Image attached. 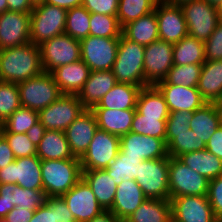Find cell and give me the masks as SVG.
I'll return each instance as SVG.
<instances>
[{"label":"cell","instance_id":"cell-16","mask_svg":"<svg viewBox=\"0 0 222 222\" xmlns=\"http://www.w3.org/2000/svg\"><path fill=\"white\" fill-rule=\"evenodd\" d=\"M76 222H87L104 211L87 182L82 178L61 196Z\"/></svg>","mask_w":222,"mask_h":222},{"label":"cell","instance_id":"cell-51","mask_svg":"<svg viewBox=\"0 0 222 222\" xmlns=\"http://www.w3.org/2000/svg\"><path fill=\"white\" fill-rule=\"evenodd\" d=\"M47 201L54 207L55 222H76L62 197H48Z\"/></svg>","mask_w":222,"mask_h":222},{"label":"cell","instance_id":"cell-35","mask_svg":"<svg viewBox=\"0 0 222 222\" xmlns=\"http://www.w3.org/2000/svg\"><path fill=\"white\" fill-rule=\"evenodd\" d=\"M204 42L189 35L173 44V65L204 64Z\"/></svg>","mask_w":222,"mask_h":222},{"label":"cell","instance_id":"cell-48","mask_svg":"<svg viewBox=\"0 0 222 222\" xmlns=\"http://www.w3.org/2000/svg\"><path fill=\"white\" fill-rule=\"evenodd\" d=\"M206 61L222 60V21L204 42Z\"/></svg>","mask_w":222,"mask_h":222},{"label":"cell","instance_id":"cell-64","mask_svg":"<svg viewBox=\"0 0 222 222\" xmlns=\"http://www.w3.org/2000/svg\"><path fill=\"white\" fill-rule=\"evenodd\" d=\"M215 7L220 21H222V1H220Z\"/></svg>","mask_w":222,"mask_h":222},{"label":"cell","instance_id":"cell-33","mask_svg":"<svg viewBox=\"0 0 222 222\" xmlns=\"http://www.w3.org/2000/svg\"><path fill=\"white\" fill-rule=\"evenodd\" d=\"M190 122V129L206 144L210 137L219 128L220 120L214 103H206L193 112Z\"/></svg>","mask_w":222,"mask_h":222},{"label":"cell","instance_id":"cell-49","mask_svg":"<svg viewBox=\"0 0 222 222\" xmlns=\"http://www.w3.org/2000/svg\"><path fill=\"white\" fill-rule=\"evenodd\" d=\"M208 201L217 220H222V175L209 180Z\"/></svg>","mask_w":222,"mask_h":222},{"label":"cell","instance_id":"cell-63","mask_svg":"<svg viewBox=\"0 0 222 222\" xmlns=\"http://www.w3.org/2000/svg\"><path fill=\"white\" fill-rule=\"evenodd\" d=\"M8 11L7 0H0V14Z\"/></svg>","mask_w":222,"mask_h":222},{"label":"cell","instance_id":"cell-9","mask_svg":"<svg viewBox=\"0 0 222 222\" xmlns=\"http://www.w3.org/2000/svg\"><path fill=\"white\" fill-rule=\"evenodd\" d=\"M188 35L206 42L220 22L216 7L206 0H193L180 5Z\"/></svg>","mask_w":222,"mask_h":222},{"label":"cell","instance_id":"cell-66","mask_svg":"<svg viewBox=\"0 0 222 222\" xmlns=\"http://www.w3.org/2000/svg\"><path fill=\"white\" fill-rule=\"evenodd\" d=\"M209 4L216 6L222 0H206Z\"/></svg>","mask_w":222,"mask_h":222},{"label":"cell","instance_id":"cell-20","mask_svg":"<svg viewBox=\"0 0 222 222\" xmlns=\"http://www.w3.org/2000/svg\"><path fill=\"white\" fill-rule=\"evenodd\" d=\"M98 129L95 114L85 109L64 131L74 157L81 158L90 145Z\"/></svg>","mask_w":222,"mask_h":222},{"label":"cell","instance_id":"cell-56","mask_svg":"<svg viewBox=\"0 0 222 222\" xmlns=\"http://www.w3.org/2000/svg\"><path fill=\"white\" fill-rule=\"evenodd\" d=\"M15 160L13 152L6 141V139L1 136L0 138V169L5 168L11 162Z\"/></svg>","mask_w":222,"mask_h":222},{"label":"cell","instance_id":"cell-10","mask_svg":"<svg viewBox=\"0 0 222 222\" xmlns=\"http://www.w3.org/2000/svg\"><path fill=\"white\" fill-rule=\"evenodd\" d=\"M85 109L77 95L63 94L40 110L38 118L46 130L65 131Z\"/></svg>","mask_w":222,"mask_h":222},{"label":"cell","instance_id":"cell-24","mask_svg":"<svg viewBox=\"0 0 222 222\" xmlns=\"http://www.w3.org/2000/svg\"><path fill=\"white\" fill-rule=\"evenodd\" d=\"M117 84L112 70L90 71L88 80L77 94L86 109H92Z\"/></svg>","mask_w":222,"mask_h":222},{"label":"cell","instance_id":"cell-40","mask_svg":"<svg viewBox=\"0 0 222 222\" xmlns=\"http://www.w3.org/2000/svg\"><path fill=\"white\" fill-rule=\"evenodd\" d=\"M122 28L119 25L117 16L91 13L90 35L96 37L120 38Z\"/></svg>","mask_w":222,"mask_h":222},{"label":"cell","instance_id":"cell-39","mask_svg":"<svg viewBox=\"0 0 222 222\" xmlns=\"http://www.w3.org/2000/svg\"><path fill=\"white\" fill-rule=\"evenodd\" d=\"M203 64L173 65L164 81L167 84L197 87Z\"/></svg>","mask_w":222,"mask_h":222},{"label":"cell","instance_id":"cell-15","mask_svg":"<svg viewBox=\"0 0 222 222\" xmlns=\"http://www.w3.org/2000/svg\"><path fill=\"white\" fill-rule=\"evenodd\" d=\"M159 39L175 44L188 35V28L182 9L160 0L155 7Z\"/></svg>","mask_w":222,"mask_h":222},{"label":"cell","instance_id":"cell-1","mask_svg":"<svg viewBox=\"0 0 222 222\" xmlns=\"http://www.w3.org/2000/svg\"><path fill=\"white\" fill-rule=\"evenodd\" d=\"M43 72L39 46L29 42L0 50V81L20 83Z\"/></svg>","mask_w":222,"mask_h":222},{"label":"cell","instance_id":"cell-55","mask_svg":"<svg viewBox=\"0 0 222 222\" xmlns=\"http://www.w3.org/2000/svg\"><path fill=\"white\" fill-rule=\"evenodd\" d=\"M35 210H27L14 207L13 210L6 215L9 222H30Z\"/></svg>","mask_w":222,"mask_h":222},{"label":"cell","instance_id":"cell-60","mask_svg":"<svg viewBox=\"0 0 222 222\" xmlns=\"http://www.w3.org/2000/svg\"><path fill=\"white\" fill-rule=\"evenodd\" d=\"M87 222H121L110 210H104Z\"/></svg>","mask_w":222,"mask_h":222},{"label":"cell","instance_id":"cell-65","mask_svg":"<svg viewBox=\"0 0 222 222\" xmlns=\"http://www.w3.org/2000/svg\"><path fill=\"white\" fill-rule=\"evenodd\" d=\"M29 1L33 6H37V5L45 3V0H29Z\"/></svg>","mask_w":222,"mask_h":222},{"label":"cell","instance_id":"cell-12","mask_svg":"<svg viewBox=\"0 0 222 222\" xmlns=\"http://www.w3.org/2000/svg\"><path fill=\"white\" fill-rule=\"evenodd\" d=\"M120 151V137L97 129L85 154L80 158L82 170L105 169Z\"/></svg>","mask_w":222,"mask_h":222},{"label":"cell","instance_id":"cell-59","mask_svg":"<svg viewBox=\"0 0 222 222\" xmlns=\"http://www.w3.org/2000/svg\"><path fill=\"white\" fill-rule=\"evenodd\" d=\"M83 0H45V3L64 8L66 10L82 6Z\"/></svg>","mask_w":222,"mask_h":222},{"label":"cell","instance_id":"cell-44","mask_svg":"<svg viewBox=\"0 0 222 222\" xmlns=\"http://www.w3.org/2000/svg\"><path fill=\"white\" fill-rule=\"evenodd\" d=\"M206 144L190 129L185 133L176 134V137L167 145L169 157H178L182 154L204 150Z\"/></svg>","mask_w":222,"mask_h":222},{"label":"cell","instance_id":"cell-28","mask_svg":"<svg viewBox=\"0 0 222 222\" xmlns=\"http://www.w3.org/2000/svg\"><path fill=\"white\" fill-rule=\"evenodd\" d=\"M142 86L129 83H117L93 108L110 110L136 109L137 97Z\"/></svg>","mask_w":222,"mask_h":222},{"label":"cell","instance_id":"cell-13","mask_svg":"<svg viewBox=\"0 0 222 222\" xmlns=\"http://www.w3.org/2000/svg\"><path fill=\"white\" fill-rule=\"evenodd\" d=\"M0 184H16L24 189L43 190L41 159L37 155L15 159L0 169Z\"/></svg>","mask_w":222,"mask_h":222},{"label":"cell","instance_id":"cell-46","mask_svg":"<svg viewBox=\"0 0 222 222\" xmlns=\"http://www.w3.org/2000/svg\"><path fill=\"white\" fill-rule=\"evenodd\" d=\"M2 136L8 142L15 159L37 155V147L29 140L26 133H9L3 128Z\"/></svg>","mask_w":222,"mask_h":222},{"label":"cell","instance_id":"cell-27","mask_svg":"<svg viewBox=\"0 0 222 222\" xmlns=\"http://www.w3.org/2000/svg\"><path fill=\"white\" fill-rule=\"evenodd\" d=\"M197 88L207 103L222 97V60L205 61Z\"/></svg>","mask_w":222,"mask_h":222},{"label":"cell","instance_id":"cell-52","mask_svg":"<svg viewBox=\"0 0 222 222\" xmlns=\"http://www.w3.org/2000/svg\"><path fill=\"white\" fill-rule=\"evenodd\" d=\"M16 184H0V218L6 217L13 208V190Z\"/></svg>","mask_w":222,"mask_h":222},{"label":"cell","instance_id":"cell-67","mask_svg":"<svg viewBox=\"0 0 222 222\" xmlns=\"http://www.w3.org/2000/svg\"><path fill=\"white\" fill-rule=\"evenodd\" d=\"M2 132H3V125L0 123V138L2 136Z\"/></svg>","mask_w":222,"mask_h":222},{"label":"cell","instance_id":"cell-61","mask_svg":"<svg viewBox=\"0 0 222 222\" xmlns=\"http://www.w3.org/2000/svg\"><path fill=\"white\" fill-rule=\"evenodd\" d=\"M214 105L219 115L220 125L222 126V97L219 100L215 101Z\"/></svg>","mask_w":222,"mask_h":222},{"label":"cell","instance_id":"cell-21","mask_svg":"<svg viewBox=\"0 0 222 222\" xmlns=\"http://www.w3.org/2000/svg\"><path fill=\"white\" fill-rule=\"evenodd\" d=\"M165 98L169 111L194 112L207 102L197 87L167 84L164 80L155 85Z\"/></svg>","mask_w":222,"mask_h":222},{"label":"cell","instance_id":"cell-26","mask_svg":"<svg viewBox=\"0 0 222 222\" xmlns=\"http://www.w3.org/2000/svg\"><path fill=\"white\" fill-rule=\"evenodd\" d=\"M99 129L122 136L131 131V125L136 109L110 110L107 108H92Z\"/></svg>","mask_w":222,"mask_h":222},{"label":"cell","instance_id":"cell-58","mask_svg":"<svg viewBox=\"0 0 222 222\" xmlns=\"http://www.w3.org/2000/svg\"><path fill=\"white\" fill-rule=\"evenodd\" d=\"M45 127L38 121L27 132L29 140L37 147L45 134Z\"/></svg>","mask_w":222,"mask_h":222},{"label":"cell","instance_id":"cell-54","mask_svg":"<svg viewBox=\"0 0 222 222\" xmlns=\"http://www.w3.org/2000/svg\"><path fill=\"white\" fill-rule=\"evenodd\" d=\"M205 149L222 160V126L217 128L216 132L210 137Z\"/></svg>","mask_w":222,"mask_h":222},{"label":"cell","instance_id":"cell-31","mask_svg":"<svg viewBox=\"0 0 222 222\" xmlns=\"http://www.w3.org/2000/svg\"><path fill=\"white\" fill-rule=\"evenodd\" d=\"M122 34L127 39L143 46L158 40V22L155 11L125 25L122 28Z\"/></svg>","mask_w":222,"mask_h":222},{"label":"cell","instance_id":"cell-36","mask_svg":"<svg viewBox=\"0 0 222 222\" xmlns=\"http://www.w3.org/2000/svg\"><path fill=\"white\" fill-rule=\"evenodd\" d=\"M160 0H119L117 19L121 28L155 10Z\"/></svg>","mask_w":222,"mask_h":222},{"label":"cell","instance_id":"cell-43","mask_svg":"<svg viewBox=\"0 0 222 222\" xmlns=\"http://www.w3.org/2000/svg\"><path fill=\"white\" fill-rule=\"evenodd\" d=\"M20 107L18 85L0 81V123L3 124Z\"/></svg>","mask_w":222,"mask_h":222},{"label":"cell","instance_id":"cell-29","mask_svg":"<svg viewBox=\"0 0 222 222\" xmlns=\"http://www.w3.org/2000/svg\"><path fill=\"white\" fill-rule=\"evenodd\" d=\"M37 156L41 160L79 159L70 150L64 131L46 130L37 146Z\"/></svg>","mask_w":222,"mask_h":222},{"label":"cell","instance_id":"cell-38","mask_svg":"<svg viewBox=\"0 0 222 222\" xmlns=\"http://www.w3.org/2000/svg\"><path fill=\"white\" fill-rule=\"evenodd\" d=\"M141 157L125 156L120 151L112 163L105 170L111 178L116 180V185H120L124 179H136Z\"/></svg>","mask_w":222,"mask_h":222},{"label":"cell","instance_id":"cell-37","mask_svg":"<svg viewBox=\"0 0 222 222\" xmlns=\"http://www.w3.org/2000/svg\"><path fill=\"white\" fill-rule=\"evenodd\" d=\"M90 15L83 6L67 10L65 34L74 39L81 40L90 35Z\"/></svg>","mask_w":222,"mask_h":222},{"label":"cell","instance_id":"cell-18","mask_svg":"<svg viewBox=\"0 0 222 222\" xmlns=\"http://www.w3.org/2000/svg\"><path fill=\"white\" fill-rule=\"evenodd\" d=\"M171 215L177 222H216L207 196L170 198Z\"/></svg>","mask_w":222,"mask_h":222},{"label":"cell","instance_id":"cell-6","mask_svg":"<svg viewBox=\"0 0 222 222\" xmlns=\"http://www.w3.org/2000/svg\"><path fill=\"white\" fill-rule=\"evenodd\" d=\"M22 107L39 112L55 102L62 94L51 73L42 72L17 84Z\"/></svg>","mask_w":222,"mask_h":222},{"label":"cell","instance_id":"cell-41","mask_svg":"<svg viewBox=\"0 0 222 222\" xmlns=\"http://www.w3.org/2000/svg\"><path fill=\"white\" fill-rule=\"evenodd\" d=\"M38 121L37 111L21 106L2 125L9 133L23 134Z\"/></svg>","mask_w":222,"mask_h":222},{"label":"cell","instance_id":"cell-8","mask_svg":"<svg viewBox=\"0 0 222 222\" xmlns=\"http://www.w3.org/2000/svg\"><path fill=\"white\" fill-rule=\"evenodd\" d=\"M41 64L44 72H51L59 66L81 59L80 40L68 34L55 36L39 45Z\"/></svg>","mask_w":222,"mask_h":222},{"label":"cell","instance_id":"cell-34","mask_svg":"<svg viewBox=\"0 0 222 222\" xmlns=\"http://www.w3.org/2000/svg\"><path fill=\"white\" fill-rule=\"evenodd\" d=\"M171 218L170 200L147 198L124 222H169Z\"/></svg>","mask_w":222,"mask_h":222},{"label":"cell","instance_id":"cell-68","mask_svg":"<svg viewBox=\"0 0 222 222\" xmlns=\"http://www.w3.org/2000/svg\"><path fill=\"white\" fill-rule=\"evenodd\" d=\"M0 222H9V221L4 217V218H0Z\"/></svg>","mask_w":222,"mask_h":222},{"label":"cell","instance_id":"cell-32","mask_svg":"<svg viewBox=\"0 0 222 222\" xmlns=\"http://www.w3.org/2000/svg\"><path fill=\"white\" fill-rule=\"evenodd\" d=\"M193 171H197L208 180L222 175V160L207 149L182 154L177 157Z\"/></svg>","mask_w":222,"mask_h":222},{"label":"cell","instance_id":"cell-4","mask_svg":"<svg viewBox=\"0 0 222 222\" xmlns=\"http://www.w3.org/2000/svg\"><path fill=\"white\" fill-rule=\"evenodd\" d=\"M67 10L43 3L34 6L30 13V42L39 46L45 41L63 34Z\"/></svg>","mask_w":222,"mask_h":222},{"label":"cell","instance_id":"cell-30","mask_svg":"<svg viewBox=\"0 0 222 222\" xmlns=\"http://www.w3.org/2000/svg\"><path fill=\"white\" fill-rule=\"evenodd\" d=\"M136 111L144 117H159V120H167L170 113L164 96L155 85L141 88Z\"/></svg>","mask_w":222,"mask_h":222},{"label":"cell","instance_id":"cell-11","mask_svg":"<svg viewBox=\"0 0 222 222\" xmlns=\"http://www.w3.org/2000/svg\"><path fill=\"white\" fill-rule=\"evenodd\" d=\"M120 38L89 35L80 40L81 60L90 71L112 70Z\"/></svg>","mask_w":222,"mask_h":222},{"label":"cell","instance_id":"cell-7","mask_svg":"<svg viewBox=\"0 0 222 222\" xmlns=\"http://www.w3.org/2000/svg\"><path fill=\"white\" fill-rule=\"evenodd\" d=\"M170 198L180 196H207L209 180L193 171L177 157H169Z\"/></svg>","mask_w":222,"mask_h":222},{"label":"cell","instance_id":"cell-5","mask_svg":"<svg viewBox=\"0 0 222 222\" xmlns=\"http://www.w3.org/2000/svg\"><path fill=\"white\" fill-rule=\"evenodd\" d=\"M169 157L143 160L135 181L148 199L170 200Z\"/></svg>","mask_w":222,"mask_h":222},{"label":"cell","instance_id":"cell-22","mask_svg":"<svg viewBox=\"0 0 222 222\" xmlns=\"http://www.w3.org/2000/svg\"><path fill=\"white\" fill-rule=\"evenodd\" d=\"M135 179H124L117 190L110 211L121 221L128 219L146 200Z\"/></svg>","mask_w":222,"mask_h":222},{"label":"cell","instance_id":"cell-69","mask_svg":"<svg viewBox=\"0 0 222 222\" xmlns=\"http://www.w3.org/2000/svg\"><path fill=\"white\" fill-rule=\"evenodd\" d=\"M169 222H177V221L174 220L173 218H171V219L169 220Z\"/></svg>","mask_w":222,"mask_h":222},{"label":"cell","instance_id":"cell-47","mask_svg":"<svg viewBox=\"0 0 222 222\" xmlns=\"http://www.w3.org/2000/svg\"><path fill=\"white\" fill-rule=\"evenodd\" d=\"M193 112L173 111L166 120V144L168 145L176 134H182L190 130V120Z\"/></svg>","mask_w":222,"mask_h":222},{"label":"cell","instance_id":"cell-57","mask_svg":"<svg viewBox=\"0 0 222 222\" xmlns=\"http://www.w3.org/2000/svg\"><path fill=\"white\" fill-rule=\"evenodd\" d=\"M8 11L31 13L34 6L29 0H7Z\"/></svg>","mask_w":222,"mask_h":222},{"label":"cell","instance_id":"cell-42","mask_svg":"<svg viewBox=\"0 0 222 222\" xmlns=\"http://www.w3.org/2000/svg\"><path fill=\"white\" fill-rule=\"evenodd\" d=\"M131 132L166 139V120H159V117H144L135 110Z\"/></svg>","mask_w":222,"mask_h":222},{"label":"cell","instance_id":"cell-3","mask_svg":"<svg viewBox=\"0 0 222 222\" xmlns=\"http://www.w3.org/2000/svg\"><path fill=\"white\" fill-rule=\"evenodd\" d=\"M145 46L120 36L116 60L112 71L117 83H129L135 86H149L144 73Z\"/></svg>","mask_w":222,"mask_h":222},{"label":"cell","instance_id":"cell-53","mask_svg":"<svg viewBox=\"0 0 222 222\" xmlns=\"http://www.w3.org/2000/svg\"><path fill=\"white\" fill-rule=\"evenodd\" d=\"M54 207L46 201L43 206L37 208L30 222H55Z\"/></svg>","mask_w":222,"mask_h":222},{"label":"cell","instance_id":"cell-19","mask_svg":"<svg viewBox=\"0 0 222 222\" xmlns=\"http://www.w3.org/2000/svg\"><path fill=\"white\" fill-rule=\"evenodd\" d=\"M120 152L125 156L141 157L143 160L169 157L166 139L154 138L131 131L120 136Z\"/></svg>","mask_w":222,"mask_h":222},{"label":"cell","instance_id":"cell-17","mask_svg":"<svg viewBox=\"0 0 222 222\" xmlns=\"http://www.w3.org/2000/svg\"><path fill=\"white\" fill-rule=\"evenodd\" d=\"M30 13L6 11L0 14V50L30 42Z\"/></svg>","mask_w":222,"mask_h":222},{"label":"cell","instance_id":"cell-45","mask_svg":"<svg viewBox=\"0 0 222 222\" xmlns=\"http://www.w3.org/2000/svg\"><path fill=\"white\" fill-rule=\"evenodd\" d=\"M12 198L14 207L36 210L46 203L48 197L43 190L24 189L17 185L13 190Z\"/></svg>","mask_w":222,"mask_h":222},{"label":"cell","instance_id":"cell-23","mask_svg":"<svg viewBox=\"0 0 222 222\" xmlns=\"http://www.w3.org/2000/svg\"><path fill=\"white\" fill-rule=\"evenodd\" d=\"M50 73L62 94L77 95L88 80L90 69L80 59L71 64L59 66Z\"/></svg>","mask_w":222,"mask_h":222},{"label":"cell","instance_id":"cell-14","mask_svg":"<svg viewBox=\"0 0 222 222\" xmlns=\"http://www.w3.org/2000/svg\"><path fill=\"white\" fill-rule=\"evenodd\" d=\"M173 66V44L158 39L145 46L144 73L148 85H156Z\"/></svg>","mask_w":222,"mask_h":222},{"label":"cell","instance_id":"cell-25","mask_svg":"<svg viewBox=\"0 0 222 222\" xmlns=\"http://www.w3.org/2000/svg\"><path fill=\"white\" fill-rule=\"evenodd\" d=\"M82 178L92 189L101 207L110 210L117 190L116 180L105 169L82 170Z\"/></svg>","mask_w":222,"mask_h":222},{"label":"cell","instance_id":"cell-2","mask_svg":"<svg viewBox=\"0 0 222 222\" xmlns=\"http://www.w3.org/2000/svg\"><path fill=\"white\" fill-rule=\"evenodd\" d=\"M43 191L61 197L82 179L80 159L41 160Z\"/></svg>","mask_w":222,"mask_h":222},{"label":"cell","instance_id":"cell-50","mask_svg":"<svg viewBox=\"0 0 222 222\" xmlns=\"http://www.w3.org/2000/svg\"><path fill=\"white\" fill-rule=\"evenodd\" d=\"M119 0H83L82 6L90 13L116 16Z\"/></svg>","mask_w":222,"mask_h":222},{"label":"cell","instance_id":"cell-62","mask_svg":"<svg viewBox=\"0 0 222 222\" xmlns=\"http://www.w3.org/2000/svg\"><path fill=\"white\" fill-rule=\"evenodd\" d=\"M166 3H169L171 5H178L180 6L183 3L193 1V0H164Z\"/></svg>","mask_w":222,"mask_h":222}]
</instances>
